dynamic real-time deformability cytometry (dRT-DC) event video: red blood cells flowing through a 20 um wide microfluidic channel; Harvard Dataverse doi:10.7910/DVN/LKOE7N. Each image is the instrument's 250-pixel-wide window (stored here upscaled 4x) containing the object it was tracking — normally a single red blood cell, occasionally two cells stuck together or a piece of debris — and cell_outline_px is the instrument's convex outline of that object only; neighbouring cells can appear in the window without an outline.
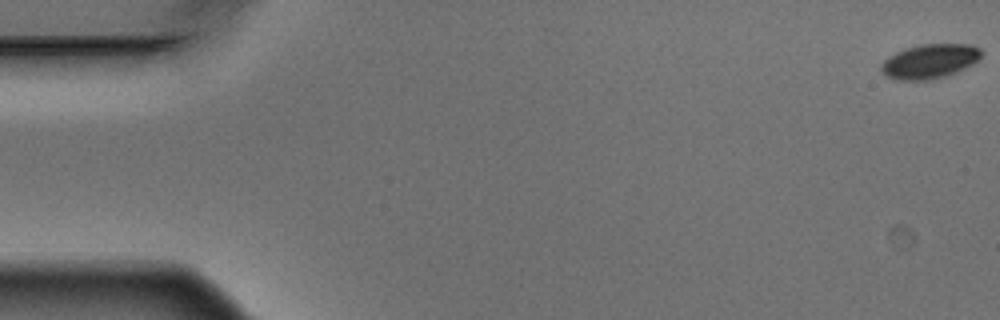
{"species": "Egyptian fruit bat (a non-hibernating species)", "species_latin": "Rousettus aegyptiacus", "temperature_condition": "warm", "stored_images_in_passage": 6, "camera_frame_rate_fps": 3000, "um_per_image_px": 0.085, "animal": {"sex": "male"}, "frame": {"image": 1, "passage_image": 1, "time_ms": 0.0, "image_size_px": [1000, 320], "cell_outline_px": [[980, 56], [972, 64], [948, 76], [928, 80], [896, 80], [884, 76], [880, 72], [880, 64], [888, 56], [904, 48], [920, 44], [972, 44], [980, 48]], "centroid_in_image_um": [78.96, 5.21], "position_along_channel_um": 6.0, "area_um2": 20.29}}
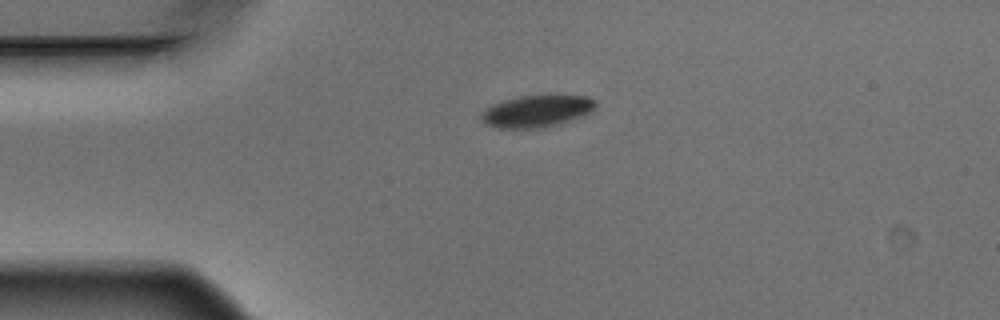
{"frame": {"image": 2, "passage_image": 4, "time_ms": 1.0, "image_size_px": [1000, 320], "cell_outline_px": [[596, 108], [580, 116], [544, 128], [496, 128], [484, 124], [480, 120], [480, 112], [492, 104], [504, 100], [520, 96], [588, 96], [596, 100]], "centroid_in_image_um": [45.55, 9.46], "position_along_channel_um": 39.5, "area_um2": 21.15}}
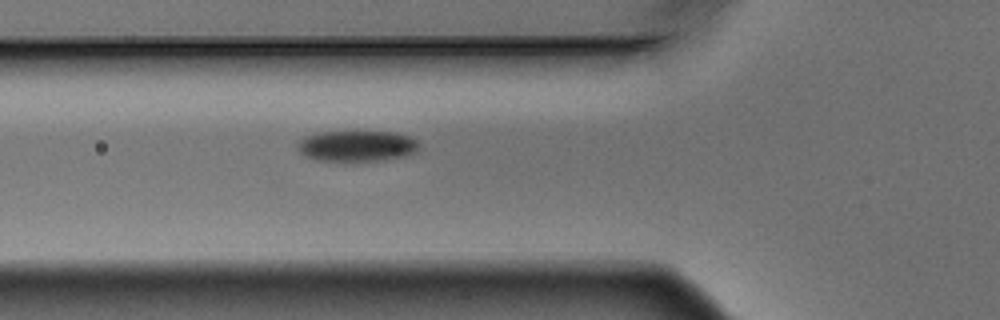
{"frame": {"image": 3, "passage_image": 6, "time_ms": 1.667, "image_size_px": [1000, 320], "cell_outline_px": [[420, 148], [416, 152], [404, 156], [384, 160], [352, 164], [316, 160], [304, 156], [296, 148], [296, 144], [304, 136], [320, 132], [356, 128], [396, 132], [408, 136], [416, 140], [420, 144]], "centroid_in_image_um": [30.31, 12.39], "position_along_channel_um": 95.5, "area_um2": 23.93}}